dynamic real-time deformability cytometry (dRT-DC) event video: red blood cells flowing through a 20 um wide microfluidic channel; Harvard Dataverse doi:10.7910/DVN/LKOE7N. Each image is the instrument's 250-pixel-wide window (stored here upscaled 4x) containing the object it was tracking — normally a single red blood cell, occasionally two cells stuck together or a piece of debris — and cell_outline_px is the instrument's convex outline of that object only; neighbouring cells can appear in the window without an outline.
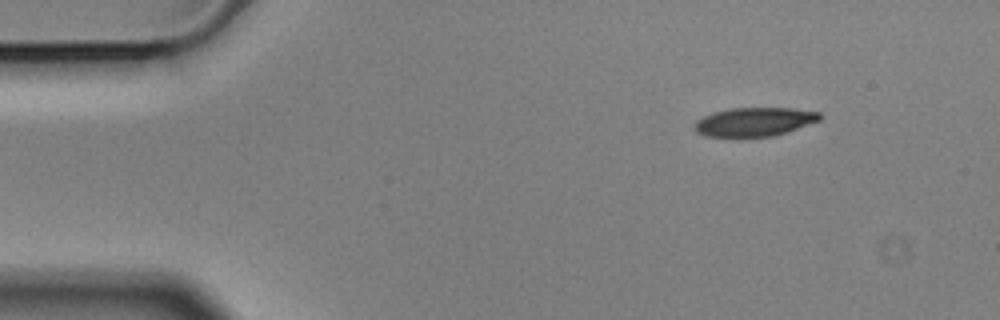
{"species": "Egyptian fruit bat (a non-hibernating species)", "species_latin": "Rousettus aegyptiacus", "temperature_condition": "cold", "stored_images_in_passage": 51, "camera_frame_rate_fps": 3000, "um_per_image_px": 0.085, "animal": {"sex": "male"}, "frame": {"image": 1, "passage_image": 1, "time_ms": 0.0, "image_size_px": [1000, 320], "cell_outline_px": [[820, 120], [772, 136], [744, 140], [736, 140], [704, 136], [696, 132], [692, 128], [692, 124], [696, 120], [712, 112], [732, 108], [792, 108], [820, 112]], "centroid_in_image_um": [63.98, 10.41], "position_along_channel_um": 21.0, "area_um2": 21.91}}
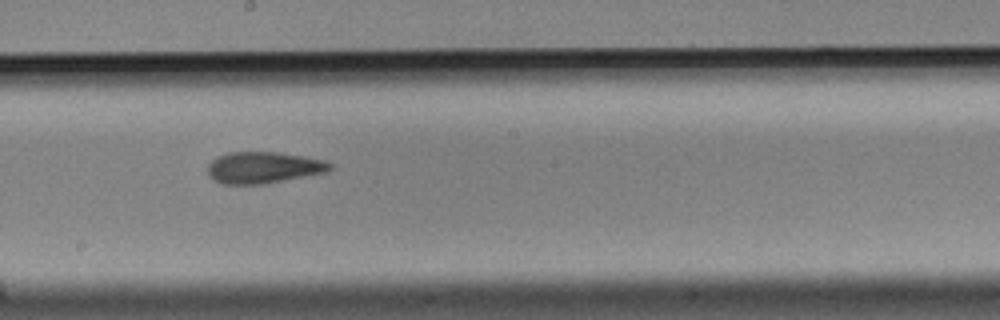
{"frame": {"image": 2, "passage_image": 25, "time_ms": 8.0, "image_size_px": [1000, 320], "cell_outline_px": [[332, 168], [328, 172], [264, 184], [220, 184], [212, 180], [208, 176], [208, 164], [216, 156], [228, 152], [276, 152], [304, 156], [324, 160], [332, 164]], "centroid_in_image_um": [22.37, 14.24], "position_along_channel_um": 225.8, "area_um2": 22.72}}
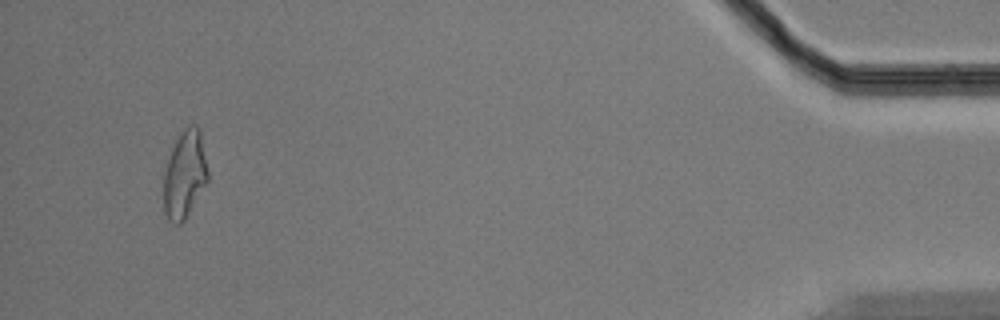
{"frame": {"image": 3, "passage_image": 48, "time_ms": 15.667, "image_size_px": [1000, 320], "cell_outline_px": [[208, 180], [184, 220], [180, 224], [172, 224], [168, 220], [164, 212], [164, 172], [172, 148], [176, 140], [184, 128], [188, 124], [196, 124], [200, 128], [208, 172]], "centroid_in_image_um": [15.7, 14.82], "position_along_channel_um": 419.5, "area_um2": 22.43}, "authors_computed_cell_mechanics": {"area_um2": 22.3686, "velocity_mm_per_s": 3.5245, "shape_relaxation_time_tau1_ms": 5.0628, "shape_relaxation_time_tau2_ms": 3.5114, "deformation_change_tau1": 0.186, "deformation_change_tau2": 0.1283}}